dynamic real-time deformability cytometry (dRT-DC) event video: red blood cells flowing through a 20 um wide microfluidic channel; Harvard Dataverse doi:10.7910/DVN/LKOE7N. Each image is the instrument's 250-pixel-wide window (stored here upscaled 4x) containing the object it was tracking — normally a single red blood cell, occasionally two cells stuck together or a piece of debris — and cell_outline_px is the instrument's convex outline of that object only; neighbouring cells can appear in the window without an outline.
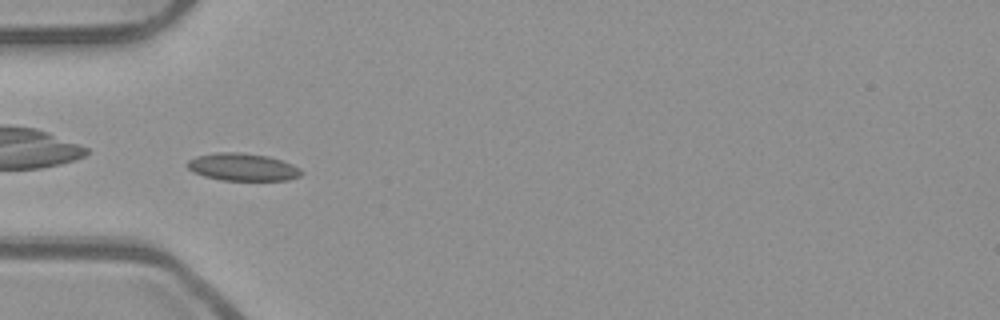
{"species": "common noctule bat (a hibernating species)", "species_latin": "Nyctalus noctula", "temperature_condition": "room temperature", "stored_images_in_passage": 54, "camera_frame_rate_fps": 3000, "um_per_image_px": 0.085, "animal": {"sex": "male", "body_mass_g": 23.1, "forearm_length_mm": 52.7}, "frame": {"image": 1, "passage_image": 18, "time_ms": 5.667, "image_size_px": [1000, 320], "cell_outline_px": [[304, 172], [300, 176], [288, 180], [220, 180], [204, 176], [192, 172], [184, 164], [188, 160], [196, 156], [216, 152], [240, 152], [268, 156], [292, 164], [300, 168]], "centroid_in_image_um": [20.59, 14.2], "position_along_channel_um": 64.4, "area_um2": 18.44}}
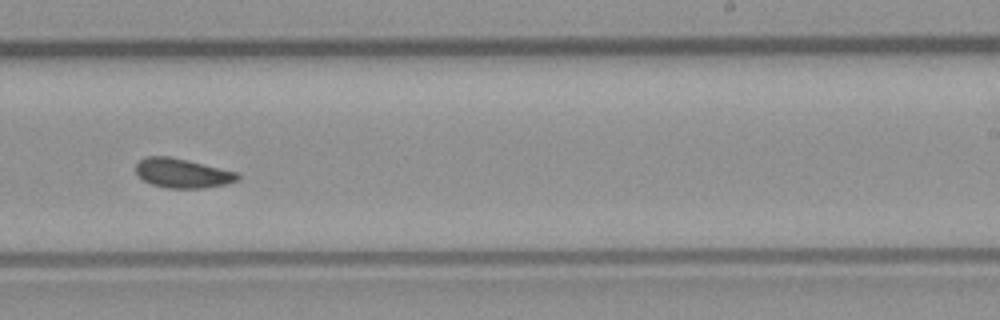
{"frame": {"image": 2, "passage_image": 34, "time_ms": 11.0, "image_size_px": [1000, 320], "cell_outline_px": [[240, 180], [228, 184], [204, 188], [168, 188], [152, 184], [144, 180], [136, 172], [136, 164], [140, 160], [148, 156], [168, 156], [188, 160], [240, 172]], "centroid_in_image_um": [15.58, 14.72], "position_along_channel_um": 273.4, "area_um2": 17.57}}
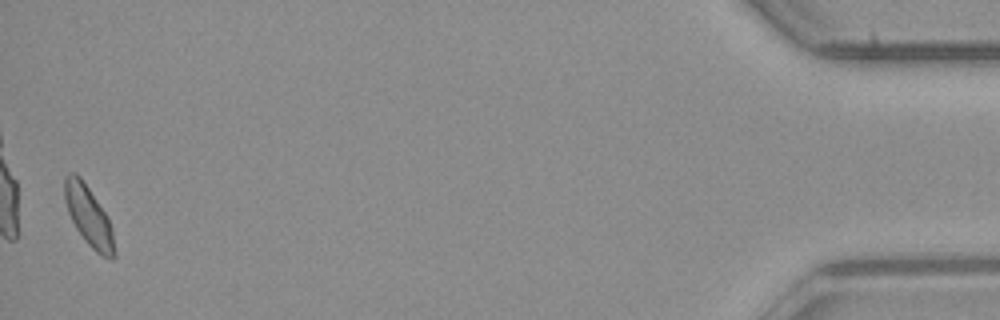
{"frame": {"image": 3, "passage_image": 53, "time_ms": 17.333, "image_size_px": [1000, 320], "cell_outline_px": [[116, 256], [112, 260], [100, 256], [84, 240], [76, 228], [68, 212], [64, 196], [64, 180], [68, 172], [76, 172], [80, 176], [104, 212], [112, 228], [116, 252]], "centroid_in_image_um": [7.54, 18.41], "position_along_channel_um": 427.7, "area_um2": 17.28}, "authors_computed_cell_mechanics": {"area_um2": 17.5423, "velocity_mm_per_s": 3.9337, "shape_relaxation_time_tau1_ms": null, "shape_relaxation_time_tau2_ms": 2.4884, "deformation_change_tau1": null, "deformation_change_tau2": 0.0595}}